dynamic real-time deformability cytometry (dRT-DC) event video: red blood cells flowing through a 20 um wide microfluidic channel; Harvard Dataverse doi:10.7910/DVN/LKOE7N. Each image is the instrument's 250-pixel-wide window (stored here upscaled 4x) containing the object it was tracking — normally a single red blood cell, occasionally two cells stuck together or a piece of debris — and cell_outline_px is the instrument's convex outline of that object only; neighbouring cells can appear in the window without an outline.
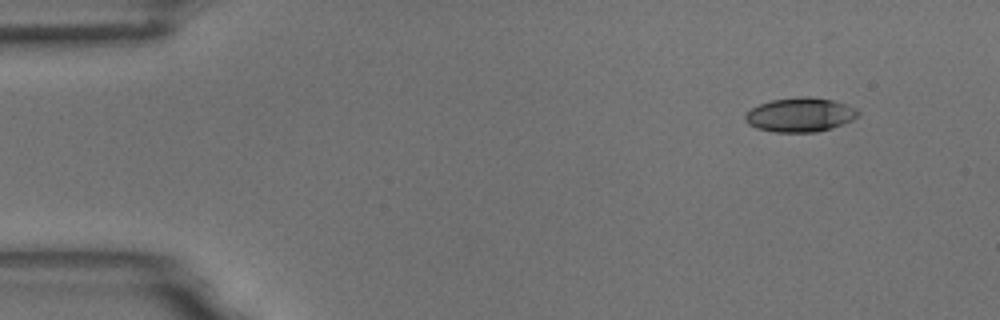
{"species": "common noctule bat (a hibernating species)", "species_latin": "Nyctalus noctula", "temperature_condition": "room temperature", "stored_images_in_passage": 4, "camera_frame_rate_fps": 3000, "um_per_image_px": 0.085, "animal": {"sex": "male", "body_mass_g": 18.8}, "frame": {"image": 1, "passage_image": 1, "time_ms": 0.0, "image_size_px": [1000, 320], "cell_outline_px": [[860, 112], [852, 120], [844, 124], [832, 128], [816, 132], [776, 132], [756, 128], [748, 124], [744, 120], [744, 116], [752, 108], [760, 104], [772, 100], [800, 96], [808, 96], [832, 100], [856, 108]], "centroid_in_image_um": [68.0, 9.76], "position_along_channel_um": 17.0, "area_um2": 22.43}}
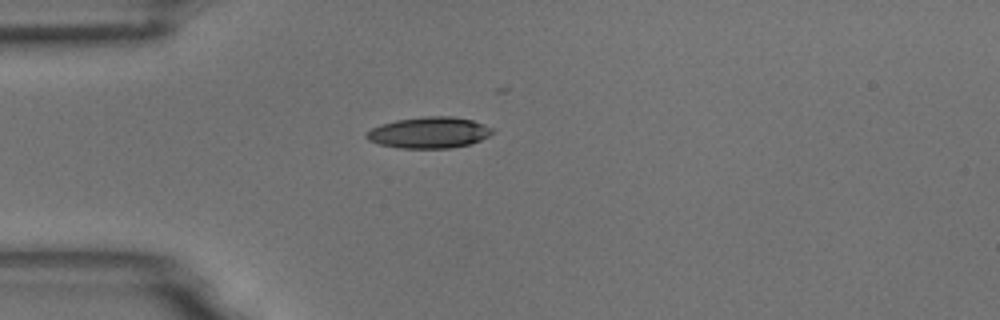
{"frame": {"image": 2, "passage_image": 4, "time_ms": 1.0, "image_size_px": [1000, 320], "cell_outline_px": [[496, 132], [480, 140], [468, 144], [448, 148], [396, 148], [380, 144], [368, 140], [364, 136], [364, 132], [380, 124], [396, 120], [424, 116], [452, 116], [472, 120], [492, 128]], "centroid_in_image_um": [36.43, 11.26], "position_along_channel_um": 48.6, "area_um2": 22.95}}